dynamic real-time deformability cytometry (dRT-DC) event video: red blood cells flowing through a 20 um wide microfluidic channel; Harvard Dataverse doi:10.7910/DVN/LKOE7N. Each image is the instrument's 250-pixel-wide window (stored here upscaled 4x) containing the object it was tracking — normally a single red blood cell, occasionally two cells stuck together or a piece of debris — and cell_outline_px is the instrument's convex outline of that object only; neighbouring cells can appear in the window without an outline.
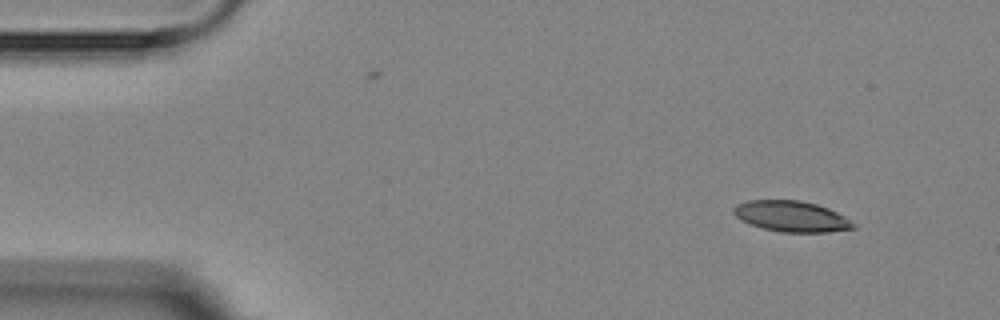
{"species": "Egyptian fruit bat (a non-hibernating species)", "species_latin": "Rousettus aegyptiacus", "temperature_condition": "room temperature", "stored_images_in_passage": 4, "segment_of_instrument_passage": [2, 2], "camera_frame_rate_fps": 3000, "um_per_image_px": 0.085, "animal": {"sex": "female"}, "frame": {"image": 1, "passage_image": 4, "time_ms": 5.333, "image_size_px": [1000, 320], "cell_outline_px": [[856, 228], [828, 232], [780, 232], [764, 228], [752, 224], [736, 216], [732, 212], [732, 208], [736, 204], [748, 200], [800, 200], [816, 204], [828, 208], [844, 216], [856, 224]], "centroid_in_image_um": [67.29, 18.38], "position_along_channel_um": 17.7, "area_um2": 21.39}}